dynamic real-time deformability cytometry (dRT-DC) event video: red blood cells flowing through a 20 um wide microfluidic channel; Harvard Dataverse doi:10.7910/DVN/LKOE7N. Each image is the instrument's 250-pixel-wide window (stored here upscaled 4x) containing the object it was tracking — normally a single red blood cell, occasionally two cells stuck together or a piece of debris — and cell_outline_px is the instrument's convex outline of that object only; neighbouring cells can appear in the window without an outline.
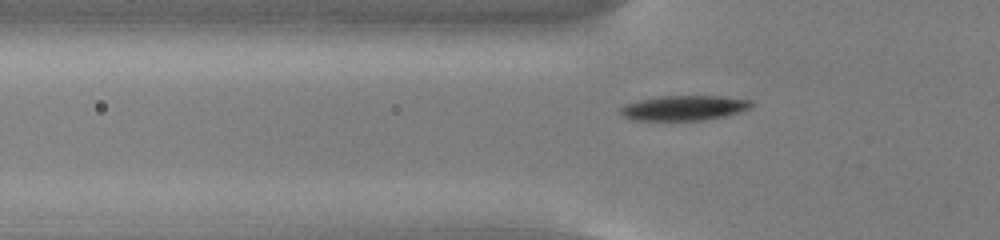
{"species": "common noctule bat (a hibernating species)", "species_latin": "Nyctalus noctula", "temperature_condition": "cold", "stored_images_in_passage": 42, "camera_frame_rate_fps": 3000, "um_per_image_px": 0.085, "animal": {"sex": "male", "body_mass_g": 13.0, "forearm_length_mm": 53.1}, "frame": {"image": 1, "passage_image": 8, "time_ms": 2.333, "image_size_px": [1000, 240], "cell_outline_px": [[756, 104], [752, 108], [724, 116], [704, 120], [632, 120], [620, 116], [620, 108], [624, 104], [640, 100], [660, 96], [720, 96], [752, 100]], "centroid_in_image_um": [58.15, 9.17], "position_along_channel_um": 67.6, "area_um2": 19.19}}
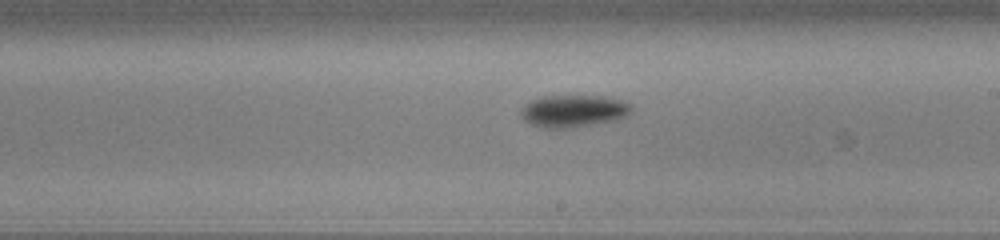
{"frame": {"image": 2, "passage_image": 22, "time_ms": 7.0, "image_size_px": [1000, 240], "cell_outline_px": [[632, 112], [616, 120], [572, 128], [544, 128], [532, 124], [524, 120], [520, 116], [520, 108], [524, 104], [540, 96], [608, 96], [632, 104]], "centroid_in_image_um": [48.73, 9.43], "position_along_channel_um": 240.3, "area_um2": 20.98}}
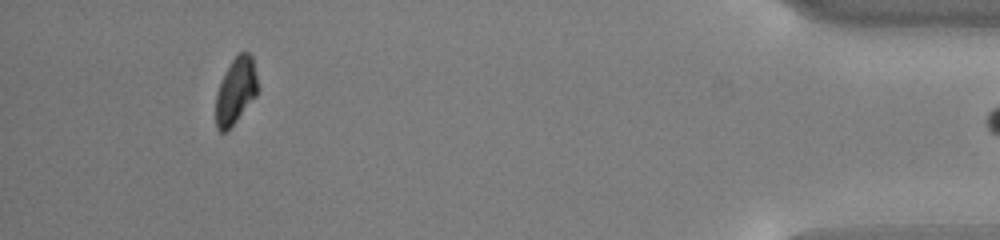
{"frame": {"image": 3, "passage_image": 41, "time_ms": 13.333, "image_size_px": [1000, 240], "cell_outline_px": [[256, 96], [236, 120], [224, 132], [220, 132], [216, 128], [216, 96], [220, 80], [232, 60], [240, 52], [248, 52], [252, 56], [256, 76]], "centroid_in_image_um": [20.01, 7.71], "position_along_channel_um": 415.2, "area_um2": 15.78}}